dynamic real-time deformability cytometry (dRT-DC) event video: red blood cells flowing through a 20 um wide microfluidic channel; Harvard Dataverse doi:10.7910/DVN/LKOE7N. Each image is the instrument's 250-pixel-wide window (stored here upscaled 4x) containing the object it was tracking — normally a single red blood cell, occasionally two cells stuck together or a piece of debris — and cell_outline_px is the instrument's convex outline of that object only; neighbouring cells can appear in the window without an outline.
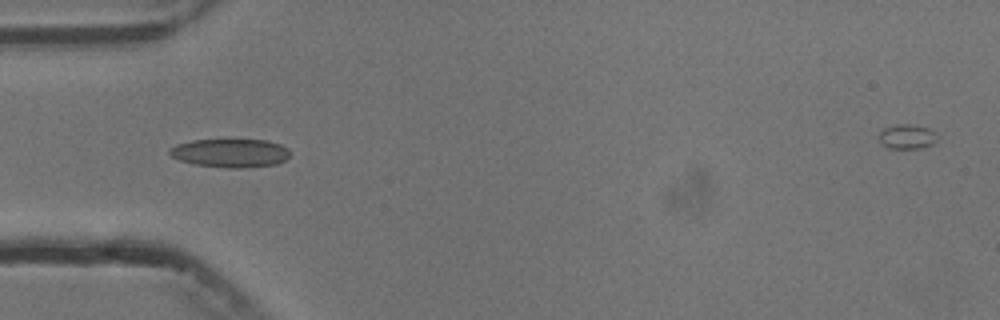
{"species": "common noctule bat (a hibernating species)", "species_latin": "Nyctalus noctula", "temperature_condition": "cold", "stored_images_in_passage": 7, "camera_frame_rate_fps": 3000, "um_per_image_px": 0.085, "animal": {"sex": "male", "body_mass_g": 13.3}, "frame": {"image": 1, "passage_image": 5, "time_ms": 4.667, "image_size_px": [1000, 320], "cell_outline_px": [[288, 156], [284, 160], [276, 164], [240, 168], [228, 168], [196, 164], [180, 160], [172, 156], [168, 152], [176, 144], [192, 140], [268, 140], [280, 144], [288, 148]], "centroid_in_image_um": [19.58, 13.0], "position_along_channel_um": 65.4, "area_um2": 19.77}}
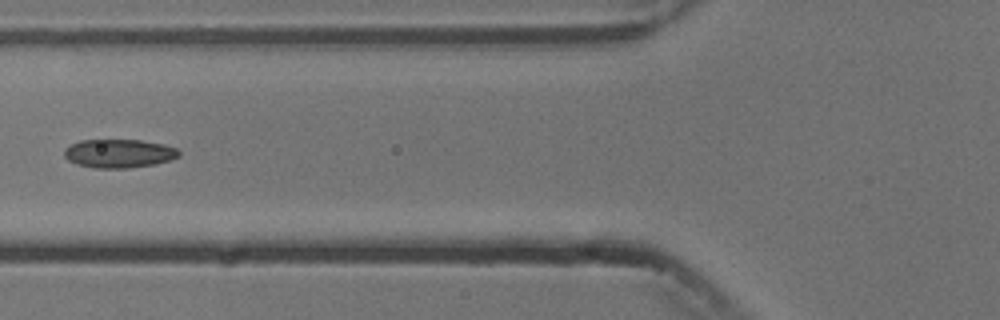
{"frame": {"image": 2, "passage_image": 6, "time_ms": 6.0, "image_size_px": [1000, 320], "cell_outline_px": [[180, 156], [172, 160], [156, 164], [128, 168], [92, 168], [76, 164], [68, 160], [64, 156], [64, 148], [80, 140], [140, 140], [164, 144], [176, 148], [180, 152]], "centroid_in_image_um": [10.12, 13.05], "position_along_channel_um": 115.7, "area_um2": 19.31}}
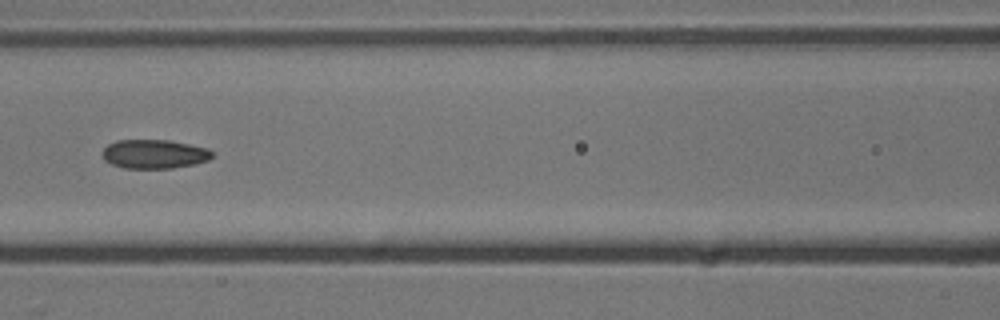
{"frame": {"image": 3, "passage_image": 7, "time_ms": 7.0, "image_size_px": [1000, 320], "cell_outline_px": [[212, 156], [208, 160], [196, 164], [172, 168], [124, 168], [112, 164], [104, 160], [104, 148], [108, 144], [116, 140], [168, 140], [208, 148], [212, 152]], "centroid_in_image_um": [13.12, 13.09], "position_along_channel_um": 153.5, "area_um2": 18.44}}